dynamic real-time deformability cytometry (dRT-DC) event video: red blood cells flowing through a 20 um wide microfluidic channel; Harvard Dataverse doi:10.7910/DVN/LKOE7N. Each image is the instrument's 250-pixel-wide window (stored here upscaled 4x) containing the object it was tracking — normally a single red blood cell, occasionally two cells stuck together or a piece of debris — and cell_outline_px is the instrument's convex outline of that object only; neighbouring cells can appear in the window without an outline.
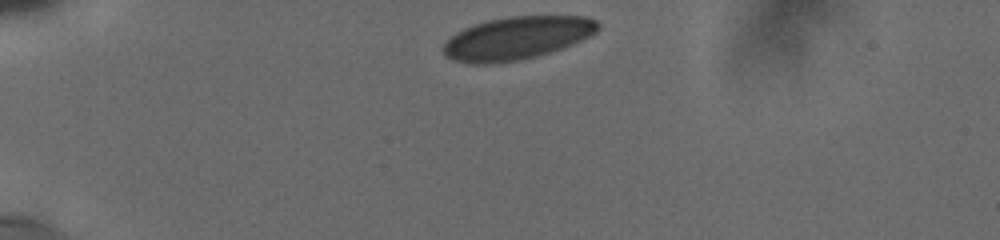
{"species": "human", "species_latin": "Homo sapiens", "temperature_condition": "cold", "stored_images_in_passage": 5, "camera_frame_rate_fps": 3000, "um_per_image_px": 0.085, "donor": {"sex": "male"}, "frame": {"image": 1, "passage_image": 1, "time_ms": 0.0, "image_size_px": [1000, 240], "cell_outline_px": [[600, 28], [592, 36], [572, 44], [536, 56], [520, 60], [484, 64], [472, 64], [456, 60], [448, 56], [444, 52], [444, 40], [456, 32], [464, 28], [488, 20], [512, 16], [584, 16], [596, 20], [600, 24]], "centroid_in_image_um": [43.96, 3.22], "position_along_channel_um": 41.0, "area_um2": 38.44}}
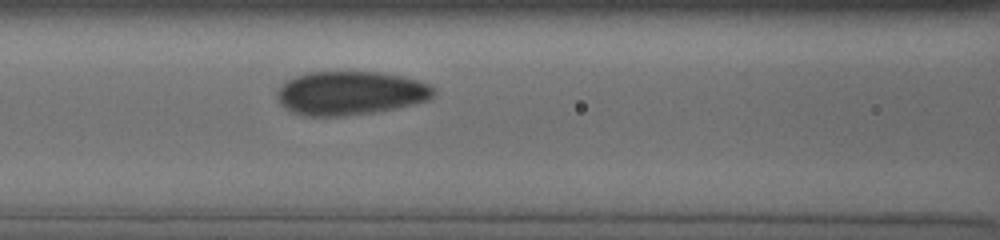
{"frame": {"image": 2, "passage_image": 5, "time_ms": 4.0, "image_size_px": [1000, 240], "cell_outline_px": [[436, 92], [428, 100], [412, 104], [372, 112], [340, 116], [312, 116], [296, 112], [288, 108], [280, 100], [280, 88], [288, 80], [304, 72], [380, 72], [400, 76], [432, 84], [436, 88]], "centroid_in_image_um": [29.87, 7.89], "position_along_channel_um": 136.7, "area_um2": 39.07}}